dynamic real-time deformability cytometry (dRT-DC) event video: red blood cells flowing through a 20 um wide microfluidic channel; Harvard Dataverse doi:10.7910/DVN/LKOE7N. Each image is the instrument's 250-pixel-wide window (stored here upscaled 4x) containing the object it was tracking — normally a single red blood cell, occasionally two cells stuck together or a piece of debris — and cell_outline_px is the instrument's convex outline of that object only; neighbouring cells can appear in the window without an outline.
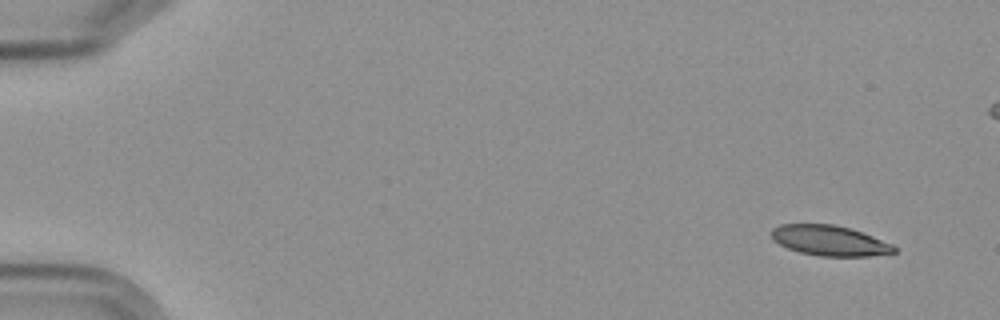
{"species": "Egyptian fruit bat (a non-hibernating species)", "species_latin": "Rousettus aegyptiacus", "temperature_condition": "cold", "stored_images_in_passage": 6, "camera_frame_rate_fps": 3000, "um_per_image_px": 0.085, "frame": {"image": 1, "passage_image": 1, "time_ms": 0.0, "image_size_px": [1000, 320], "cell_outline_px": [[896, 252], [868, 256], [820, 256], [800, 252], [788, 248], [772, 240], [772, 228], [780, 224], [832, 224], [848, 228], [872, 236], [892, 244], [896, 248]], "centroid_in_image_um": [70.49, 20.45], "position_along_channel_um": 14.5, "area_um2": 21.39}}